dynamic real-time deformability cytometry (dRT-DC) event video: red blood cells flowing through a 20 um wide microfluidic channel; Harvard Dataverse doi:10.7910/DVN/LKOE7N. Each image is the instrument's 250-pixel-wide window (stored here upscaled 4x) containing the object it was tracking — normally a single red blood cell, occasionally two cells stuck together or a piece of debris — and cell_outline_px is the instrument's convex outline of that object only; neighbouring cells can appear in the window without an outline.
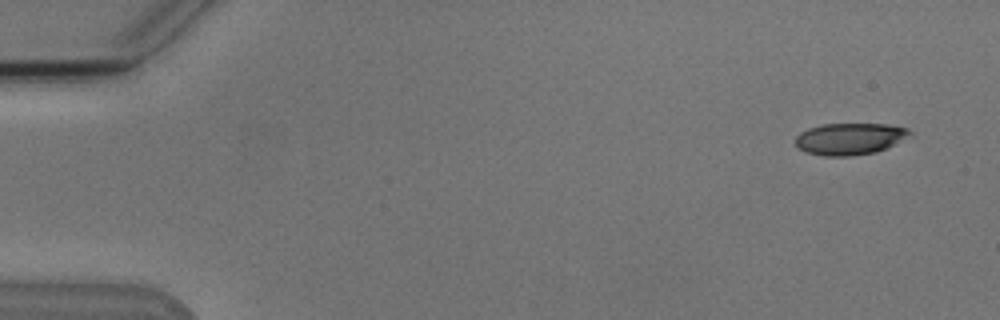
{"species": "Egyptian fruit bat (a non-hibernating species)", "species_latin": "Rousettus aegyptiacus", "temperature_condition": "cold", "stored_images_in_passage": 6, "camera_frame_rate_fps": 3000, "um_per_image_px": 0.085, "animal": {"sex": "male"}, "frame": {"image": 1, "passage_image": 1, "time_ms": 0.0, "image_size_px": [1000, 320], "cell_outline_px": [[912, 132], [892, 144], [876, 152], [848, 156], [824, 156], [804, 152], [796, 148], [796, 136], [800, 132], [808, 128], [824, 124], [888, 124], [908, 128]], "centroid_in_image_um": [72.14, 11.8], "position_along_channel_um": 12.9, "area_um2": 20.92}}